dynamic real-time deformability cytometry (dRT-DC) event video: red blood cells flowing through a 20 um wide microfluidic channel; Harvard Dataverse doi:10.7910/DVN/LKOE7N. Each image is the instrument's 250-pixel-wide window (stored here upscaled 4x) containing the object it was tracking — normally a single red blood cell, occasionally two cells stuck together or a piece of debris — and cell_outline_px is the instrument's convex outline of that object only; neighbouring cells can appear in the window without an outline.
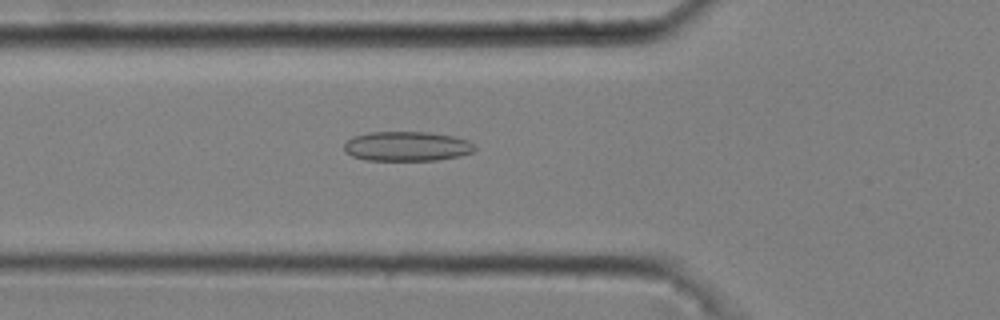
{"species": "common noctule bat (a hibernating species)", "species_latin": "Nyctalus noctula", "temperature_condition": "cold", "stored_images_in_passage": 49, "camera_frame_rate_fps": 3000, "um_per_image_px": 0.085, "animal": {"sex": "male", "body_mass_g": 20.4}, "frame": {"image": 1, "passage_image": 18, "time_ms": 5.667, "image_size_px": [1000, 320], "cell_outline_px": [[476, 148], [472, 152], [460, 156], [436, 160], [364, 160], [352, 156], [344, 152], [344, 144], [352, 136], [368, 132], [428, 132], [452, 136], [468, 140]], "centroid_in_image_um": [34.55, 12.43], "position_along_channel_um": 91.3, "area_um2": 22.6}}
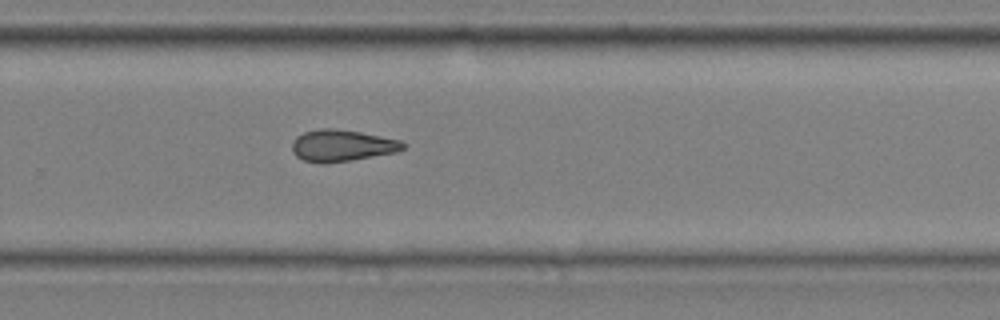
{"frame": {"image": 2, "passage_image": 35, "time_ms": 11.333, "image_size_px": [1000, 320], "cell_outline_px": [[408, 144], [404, 148], [396, 152], [352, 160], [324, 164], [320, 164], [304, 160], [296, 156], [292, 152], [292, 144], [296, 136], [304, 132], [320, 128], [336, 128], [360, 132], [400, 140]], "centroid_in_image_um": [29.05, 12.38], "position_along_channel_um": 300.7, "area_um2": 20.63}}
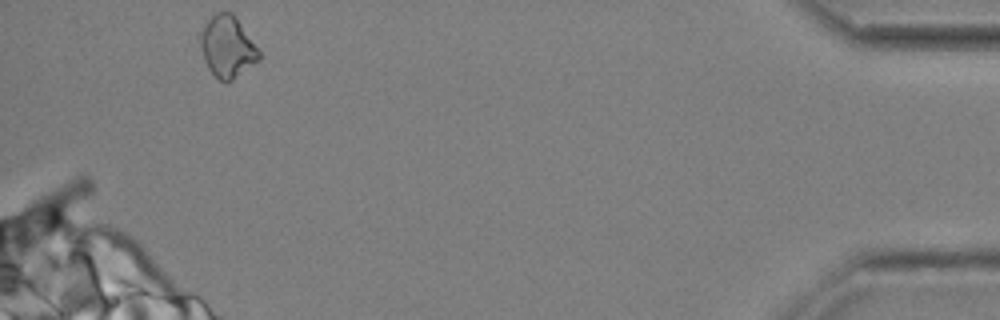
{"frame": {"image": 3, "passage_image": 49, "time_ms": 16.0, "image_size_px": [1000, 320], "cell_outline_px": [[260, 60], [232, 80], [220, 80], [208, 68], [200, 44], [200, 36], [208, 20], [216, 12], [232, 12], [260, 52]], "centroid_in_image_um": [19.34, 3.97], "position_along_channel_um": 415.9, "area_um2": 20.35}, "authors_computed_cell_mechanics": {"area_um2": 20.6346, "velocity_mm_per_s": 3.6925, "shape_relaxation_time_tau1_ms": null, "shape_relaxation_time_tau2_ms": 5.2213, "deformation_change_tau1": null, "deformation_change_tau2": 0.1403}}